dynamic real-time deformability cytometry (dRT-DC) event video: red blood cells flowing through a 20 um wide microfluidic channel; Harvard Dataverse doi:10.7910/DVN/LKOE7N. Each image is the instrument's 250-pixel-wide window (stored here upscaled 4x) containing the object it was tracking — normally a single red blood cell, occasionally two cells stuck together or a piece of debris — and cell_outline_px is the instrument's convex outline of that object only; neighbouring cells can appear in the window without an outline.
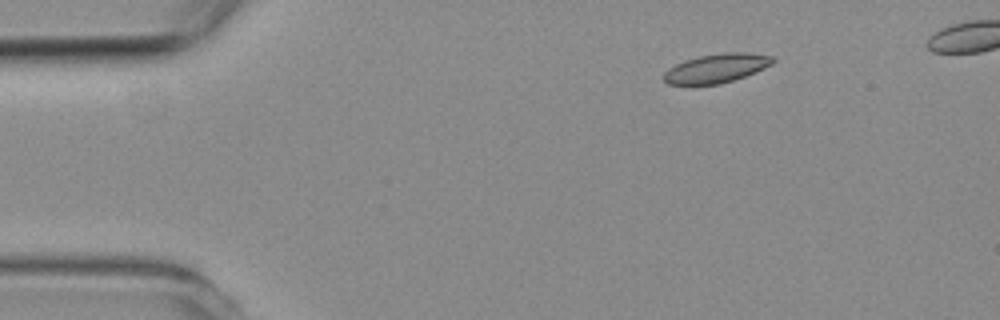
{"species": "common noctule bat (a hibernating species)", "species_latin": "Nyctalus noctula", "temperature_condition": "room temperature", "stored_images_in_passage": 3, "camera_frame_rate_fps": 3000, "um_per_image_px": 0.085, "animal": {"sex": "female", "body_mass_g": 19.3, "forearm_length_mm": 54.1}, "frame": {"image": 1, "passage_image": 1, "time_ms": 0.0, "image_size_px": [1000, 320], "cell_outline_px": [[776, 60], [772, 64], [756, 72], [720, 84], [668, 84], [664, 80], [664, 72], [668, 68], [684, 60], [700, 56], [724, 52], [744, 52], [772, 56]], "centroid_in_image_um": [60.91, 5.79], "position_along_channel_um": 24.1, "area_um2": 18.26}}